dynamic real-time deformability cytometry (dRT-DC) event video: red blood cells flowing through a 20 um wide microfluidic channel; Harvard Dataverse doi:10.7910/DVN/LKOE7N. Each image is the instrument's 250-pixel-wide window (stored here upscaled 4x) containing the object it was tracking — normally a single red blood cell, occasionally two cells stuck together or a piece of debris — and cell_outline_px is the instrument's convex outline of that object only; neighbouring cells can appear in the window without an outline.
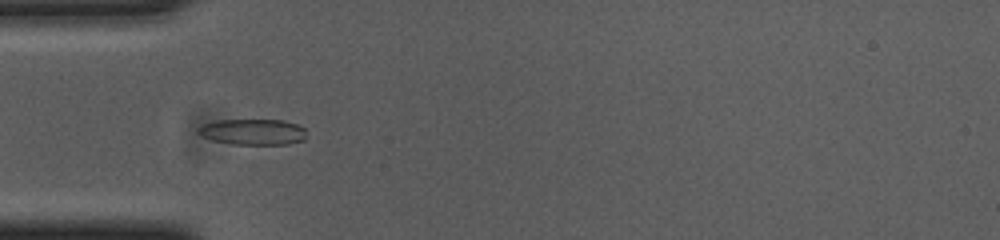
{"species": "common noctule bat (a hibernating species)", "species_latin": "Nyctalus noctula", "temperature_condition": "cold", "stored_images_in_passage": 45, "camera_frame_rate_fps": 3000, "um_per_image_px": 0.085, "animal": {"sex": "female", "body_mass_g": 23.0, "forearm_length_mm": 53.4}, "frame": {"image": 1, "passage_image": 7, "time_ms": 2.0, "image_size_px": [1000, 240], "cell_outline_px": [[304, 140], [288, 144], [232, 144], [212, 140], [196, 132], [196, 128], [204, 124], [220, 120], [284, 120], [296, 124], [304, 128]], "centroid_in_image_um": [21.48, 11.21], "position_along_channel_um": 63.5, "area_um2": 16.18}}
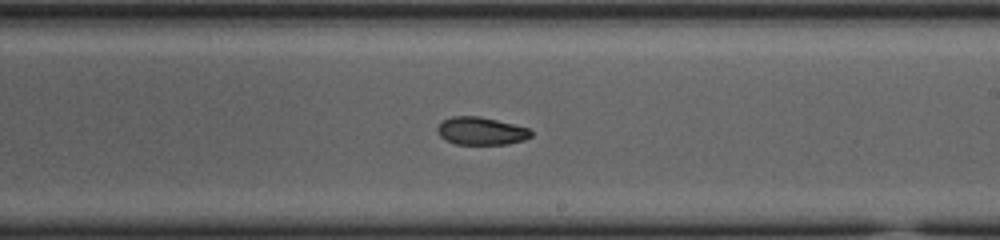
{"frame": {"image": 2, "passage_image": 22, "time_ms": 7.0, "image_size_px": [1000, 240], "cell_outline_px": [[532, 136], [524, 140], [508, 144], [456, 144], [444, 140], [436, 132], [436, 128], [444, 120], [452, 116], [480, 116], [528, 128], [532, 132]], "centroid_in_image_um": [40.87, 11.14], "position_along_channel_um": 248.1, "area_um2": 15.14}}
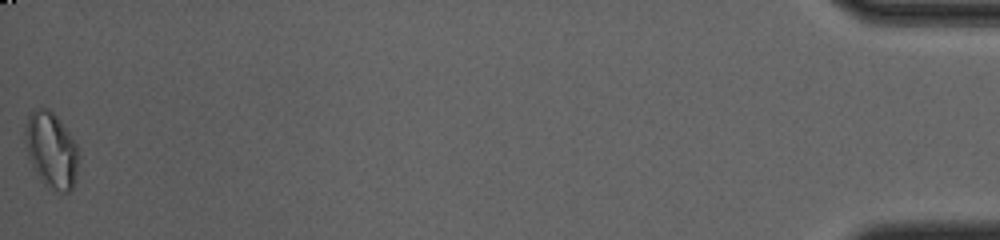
{"frame": {"image": 3, "passage_image": 45, "time_ms": 14.667, "image_size_px": [1000, 240], "cell_outline_px": [[76, 172], [72, 188], [68, 192], [60, 192], [48, 184], [36, 172], [28, 156], [24, 132], [28, 116], [32, 112], [40, 108], [48, 108], [60, 120], [76, 144]], "centroid_in_image_um": [4.34, 12.7], "position_along_channel_um": 430.9, "area_um2": 22.54}, "authors_computed_cell_mechanics": {"area_um2": 15.8372, "velocity_mm_per_s": 3.7025, "shape_relaxation_time_tau1_ms": null, "shape_relaxation_time_tau2_ms": 9.341, "deformation_change_tau1": null, "deformation_change_tau2": 0.1272}}